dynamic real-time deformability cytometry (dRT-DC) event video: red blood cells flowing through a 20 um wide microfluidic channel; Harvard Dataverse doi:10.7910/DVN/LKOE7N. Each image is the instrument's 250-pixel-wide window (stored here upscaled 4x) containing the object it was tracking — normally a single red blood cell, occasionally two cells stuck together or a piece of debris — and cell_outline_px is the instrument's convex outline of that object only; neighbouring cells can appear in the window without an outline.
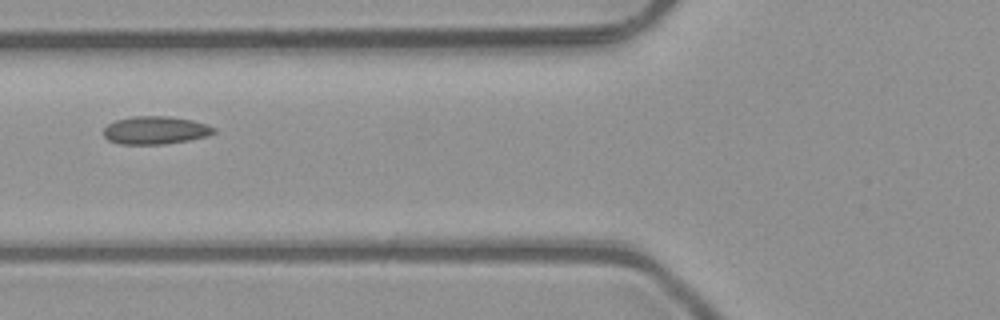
{"species": "common noctule bat (a hibernating species)", "species_latin": "Nyctalus noctula", "temperature_condition": "room temperature", "stored_images_in_passage": 4, "camera_frame_rate_fps": 3000, "um_per_image_px": 0.085, "animal": {"sex": "male", "body_mass_g": 23.1, "forearm_length_mm": 52.7}, "frame": {"image": 1, "passage_image": 3, "time_ms": 0.667, "image_size_px": [1000, 320], "cell_outline_px": [[216, 132], [208, 136], [188, 140], [160, 144], [120, 144], [108, 140], [104, 136], [104, 128], [108, 124], [116, 120], [132, 116], [168, 116], [192, 120], [208, 124], [216, 128]], "centroid_in_image_um": [13.22, 11.06], "position_along_channel_um": 112.6, "area_um2": 17.98}}
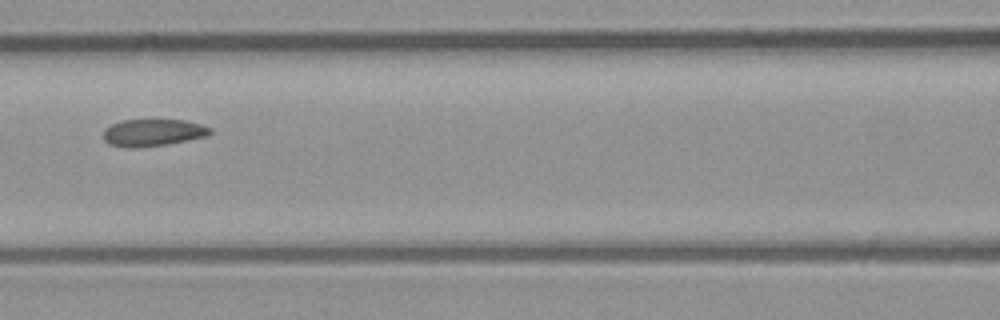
{"frame": {"image": 2, "passage_image": 4, "time_ms": 1.0, "image_size_px": [1000, 320], "cell_outline_px": [[212, 132], [208, 136], [188, 140], [164, 144], [132, 148], [128, 148], [108, 144], [104, 140], [104, 128], [120, 120], [184, 120], [200, 124], [212, 128]], "centroid_in_image_um": [12.99, 11.27], "position_along_channel_um": 153.6, "area_um2": 16.82}}